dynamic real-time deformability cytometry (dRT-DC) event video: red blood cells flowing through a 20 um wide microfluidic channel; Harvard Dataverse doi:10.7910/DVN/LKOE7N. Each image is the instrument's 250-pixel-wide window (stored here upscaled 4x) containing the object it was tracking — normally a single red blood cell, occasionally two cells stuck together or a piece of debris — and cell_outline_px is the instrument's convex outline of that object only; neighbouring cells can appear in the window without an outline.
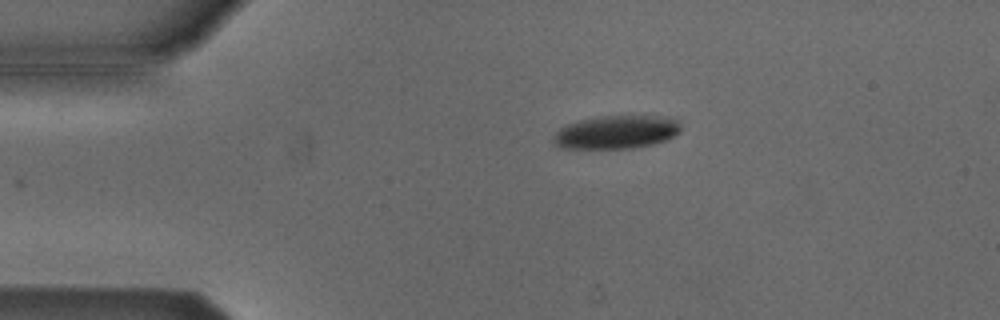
{"species": "Egyptian fruit bat (a non-hibernating species)", "species_latin": "Rousettus aegyptiacus", "temperature_condition": "cold", "stored_images_in_passage": 44, "camera_frame_rate_fps": 3000, "um_per_image_px": 0.085, "animal": {"sex": "male"}, "frame": {"image": 1, "passage_image": 1, "time_ms": 0.0, "image_size_px": [1000, 320], "cell_outline_px": [[680, 132], [664, 140], [652, 144], [632, 148], [560, 148], [552, 140], [552, 136], [564, 124], [580, 120], [604, 116], [656, 116], [676, 120], [680, 124]], "centroid_in_image_um": [52.33, 11.23], "position_along_channel_um": 32.7, "area_um2": 24.45}}
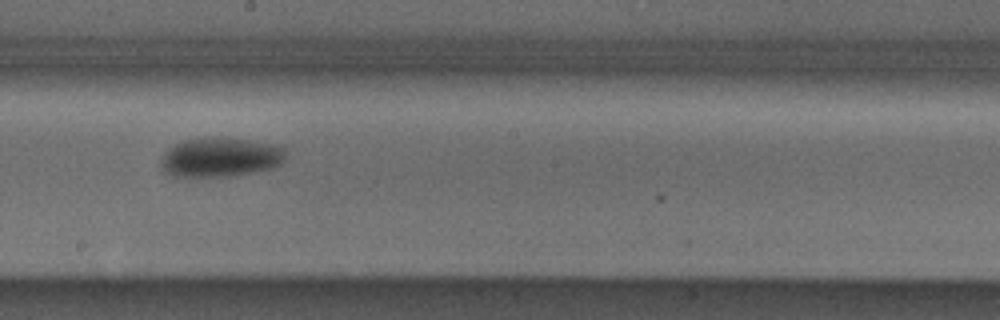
{"frame": {"image": 2, "passage_image": 20, "time_ms": 6.333, "image_size_px": [1000, 320], "cell_outline_px": [[288, 156], [280, 164], [272, 168], [228, 176], [168, 176], [164, 172], [160, 164], [160, 160], [176, 144], [184, 140], [200, 136], [212, 136], [248, 140], [276, 144], [284, 148]], "centroid_in_image_um": [18.75, 13.35], "position_along_channel_um": 229.4, "area_um2": 28.73}}
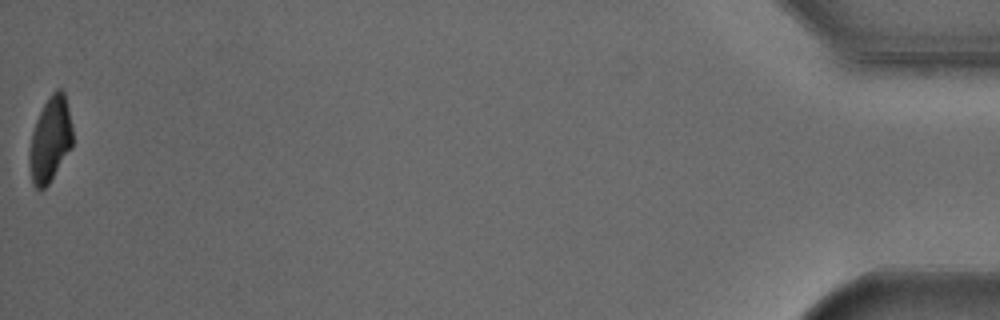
{"frame": {"image": 3, "passage_image": 44, "time_ms": 14.333, "image_size_px": [1000, 320], "cell_outline_px": [[72, 148], [48, 184], [40, 192], [32, 184], [28, 160], [28, 156], [32, 132], [36, 120], [44, 104], [52, 92], [56, 88], [60, 88], [64, 92], [68, 108], [72, 128]], "centroid_in_image_um": [4.25, 11.88], "position_along_channel_um": 430.9, "area_um2": 21.5}, "authors_computed_cell_mechanics": {"area_um2": 27.4839, "velocity_mm_per_s": 3.8195, "shape_relaxation_time_tau1_ms": 2.0708, "shape_relaxation_time_tau2_ms": null, "deformation_change_tau1": 0.11, "deformation_change_tau2": null}}